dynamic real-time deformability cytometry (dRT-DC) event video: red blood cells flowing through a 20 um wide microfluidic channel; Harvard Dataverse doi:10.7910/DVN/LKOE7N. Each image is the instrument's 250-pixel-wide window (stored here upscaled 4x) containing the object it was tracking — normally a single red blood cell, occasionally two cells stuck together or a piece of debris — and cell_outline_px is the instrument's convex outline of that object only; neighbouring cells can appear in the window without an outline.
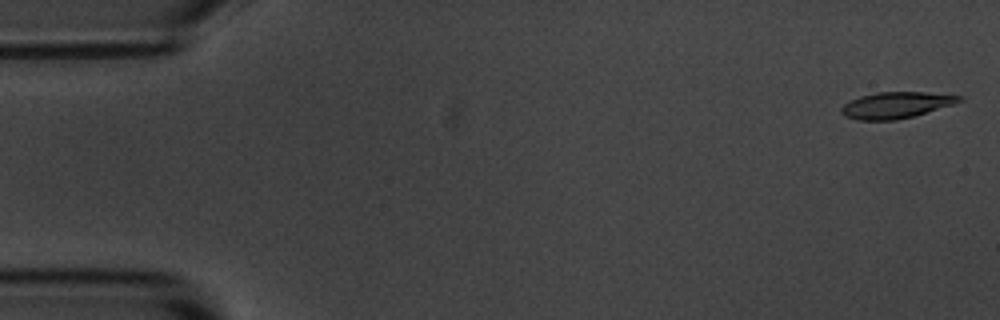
{"species": "common noctule bat (a hibernating species)", "species_latin": "Nyctalus noctula", "temperature_condition": "room temperature", "stored_images_in_passage": 5, "camera_frame_rate_fps": 3000, "um_per_image_px": 0.085, "animal": {"sex": "male", "body_mass_g": 20.1, "forearm_length_mm": 53.5}, "frame": {"image": 1, "passage_image": 1, "time_ms": 0.0, "image_size_px": [1000, 320], "cell_outline_px": [[964, 100], [952, 104], [912, 116], [896, 120], [860, 120], [844, 116], [840, 112], [840, 108], [844, 104], [860, 96], [876, 92], [924, 92], [964, 96]], "centroid_in_image_um": [76.14, 8.93], "position_along_channel_um": 8.9, "area_um2": 17.86}}
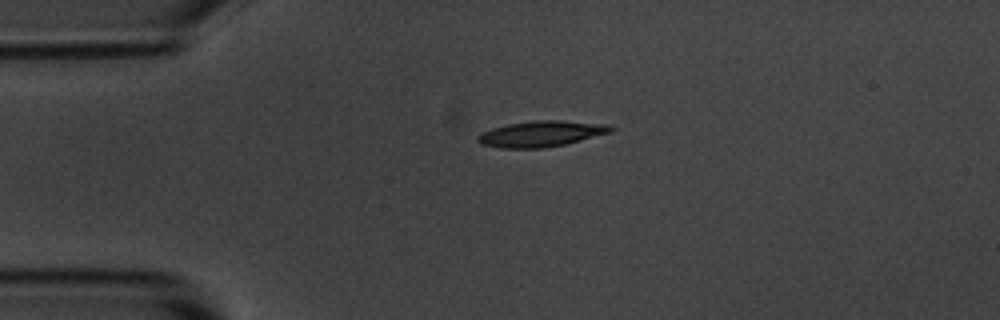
{"frame": {"image": 2, "passage_image": 4, "time_ms": 3.667, "image_size_px": [1000, 320], "cell_outline_px": [[616, 128], [612, 132], [564, 144], [544, 148], [500, 148], [480, 144], [476, 140], [476, 136], [480, 132], [492, 128], [508, 124], [536, 120], [560, 120], [612, 124]], "centroid_in_image_um": [46.01, 11.36], "position_along_channel_um": 39.0, "area_um2": 20.29}}